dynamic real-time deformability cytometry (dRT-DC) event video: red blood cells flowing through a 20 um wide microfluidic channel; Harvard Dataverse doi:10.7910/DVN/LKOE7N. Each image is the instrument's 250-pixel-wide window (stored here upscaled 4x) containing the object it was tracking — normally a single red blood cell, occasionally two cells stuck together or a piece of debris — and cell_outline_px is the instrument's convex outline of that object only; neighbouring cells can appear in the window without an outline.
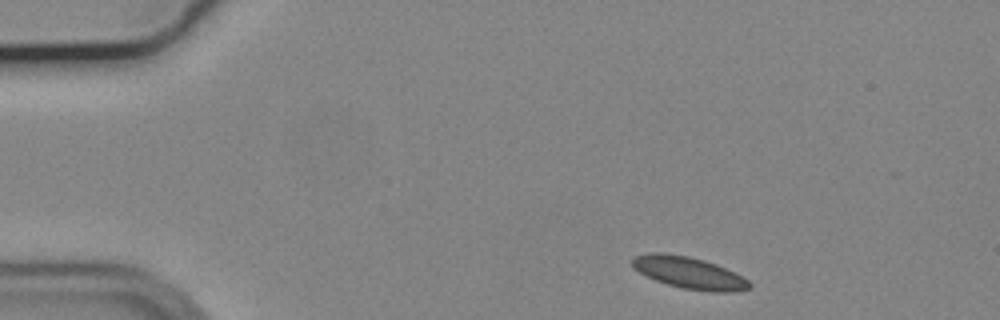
{"species": "common noctule bat (a hibernating species)", "species_latin": "Nyctalus noctula", "temperature_condition": "cold", "stored_images_in_passage": 48, "camera_frame_rate_fps": 3000, "um_per_image_px": 0.085, "animal": {"sex": "male", "body_mass_g": 19.2, "forearm_length_mm": 51.8}, "frame": {"image": 1, "passage_image": 1, "time_ms": 0.0, "image_size_px": [1000, 320], "cell_outline_px": [[752, 284], [748, 288], [732, 292], [712, 292], [684, 288], [668, 284], [656, 280], [640, 272], [632, 264], [632, 260], [636, 256], [652, 252], [660, 252], [688, 256], [704, 260], [716, 264], [748, 280]], "centroid_in_image_um": [58.58, 23.18], "position_along_channel_um": 26.4, "area_um2": 21.21}}
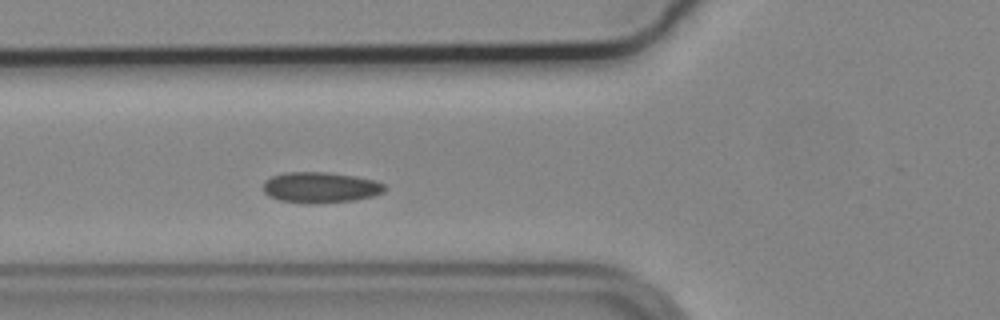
{"frame": {"image": 2, "passage_image": 13, "time_ms": 4.0, "image_size_px": [1000, 320], "cell_outline_px": [[384, 192], [372, 196], [352, 200], [312, 204], [308, 204], [280, 200], [268, 196], [264, 192], [264, 180], [272, 176], [288, 172], [328, 172], [356, 176], [376, 180], [384, 184]], "centroid_in_image_um": [27.22, 15.93], "position_along_channel_um": 98.6, "area_um2": 21.79}}
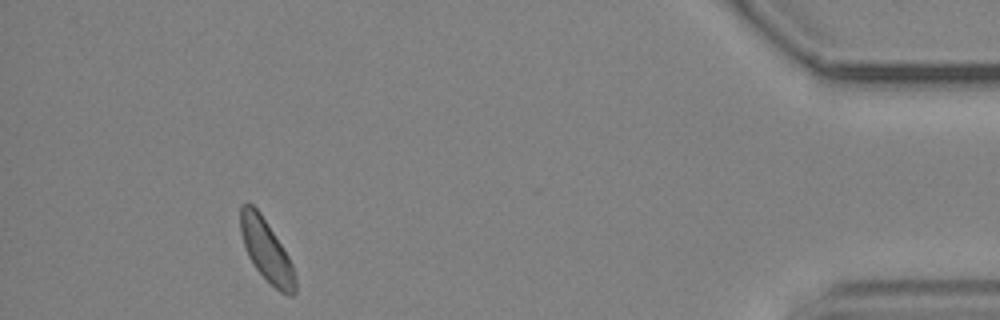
{"frame": {"image": 3, "passage_image": 44, "time_ms": 14.333, "image_size_px": [1000, 320], "cell_outline_px": [[296, 292], [292, 296], [288, 296], [280, 292], [256, 268], [248, 256], [240, 232], [240, 204], [248, 200], [260, 212], [288, 256], [292, 264], [296, 280]], "centroid_in_image_um": [22.63, 21.26], "position_along_channel_um": 412.6, "area_um2": 19.59}, "authors_computed_cell_mechanics": {"area_um2": 20.7213, "velocity_mm_per_s": 3.6374, "shape_relaxation_time_tau1_ms": null, "shape_relaxation_time_tau2_ms": 2.9771, "deformation_change_tau1": null, "deformation_change_tau2": 0.093}}